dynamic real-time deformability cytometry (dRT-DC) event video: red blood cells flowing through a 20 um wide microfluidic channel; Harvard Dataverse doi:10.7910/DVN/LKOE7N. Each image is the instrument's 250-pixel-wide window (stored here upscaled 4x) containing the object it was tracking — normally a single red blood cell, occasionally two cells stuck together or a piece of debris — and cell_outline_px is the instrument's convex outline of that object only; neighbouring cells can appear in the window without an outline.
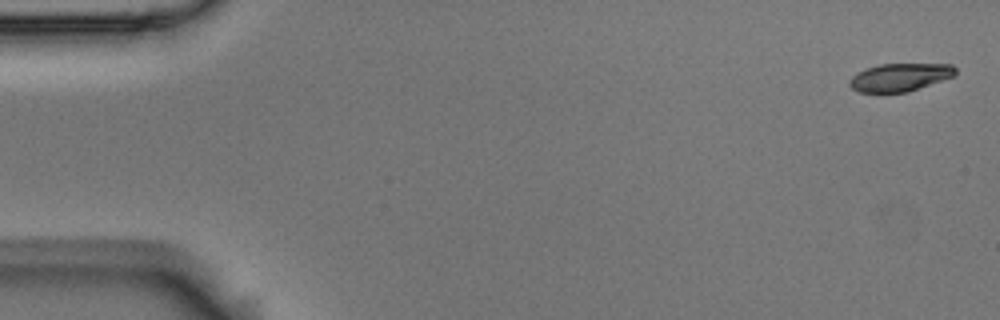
{"species": "Egyptian fruit bat (a non-hibernating species)", "species_latin": "Rousettus aegyptiacus", "temperature_condition": "room temperature", "stored_images_in_passage": 6, "camera_frame_rate_fps": 3000, "um_per_image_px": 0.085, "animal": {"sex": "male"}, "frame": {"image": 1, "passage_image": 1, "time_ms": 0.0, "image_size_px": [1000, 320], "cell_outline_px": [[956, 76], [908, 92], [860, 92], [852, 88], [848, 84], [848, 80], [852, 76], [868, 68], [880, 64], [952, 64], [956, 68]], "centroid_in_image_um": [76.53, 6.57], "position_along_channel_um": 8.5, "area_um2": 17.22}}